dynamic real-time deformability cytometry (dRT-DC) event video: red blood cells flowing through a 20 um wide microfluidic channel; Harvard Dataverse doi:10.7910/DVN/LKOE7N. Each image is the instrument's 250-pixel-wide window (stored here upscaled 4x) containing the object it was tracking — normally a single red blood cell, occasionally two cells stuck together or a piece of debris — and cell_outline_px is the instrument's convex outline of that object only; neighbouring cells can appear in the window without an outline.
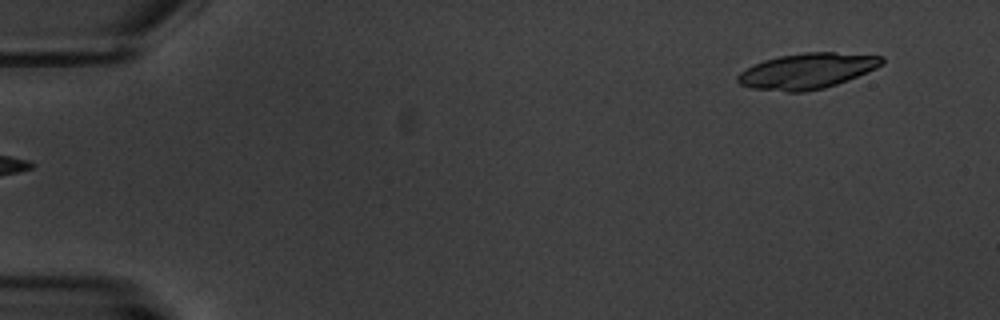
{"species": "common noctule bat (a hibernating species)", "species_latin": "Nyctalus noctula", "temperature_condition": "warm", "stored_images_in_passage": 6, "camera_frame_rate_fps": 3000, "um_per_image_px": 0.085, "animal": {"sex": "male", "body_mass_g": 20.1, "forearm_length_mm": 53.5}, "frame": {"image": 1, "passage_image": 6, "time_ms": 6.0, "image_size_px": [1000, 320], "cell_outline_px": [[884, 60], [876, 68], [848, 80], [824, 88], [804, 92], [788, 92], [748, 88], [740, 84], [736, 80], [736, 76], [740, 72], [752, 64], [764, 60], [780, 56], [808, 52], [832, 52], [884, 56]], "centroid_in_image_um": [68.55, 6.04], "position_along_channel_um": 16.4, "area_um2": 29.88}}